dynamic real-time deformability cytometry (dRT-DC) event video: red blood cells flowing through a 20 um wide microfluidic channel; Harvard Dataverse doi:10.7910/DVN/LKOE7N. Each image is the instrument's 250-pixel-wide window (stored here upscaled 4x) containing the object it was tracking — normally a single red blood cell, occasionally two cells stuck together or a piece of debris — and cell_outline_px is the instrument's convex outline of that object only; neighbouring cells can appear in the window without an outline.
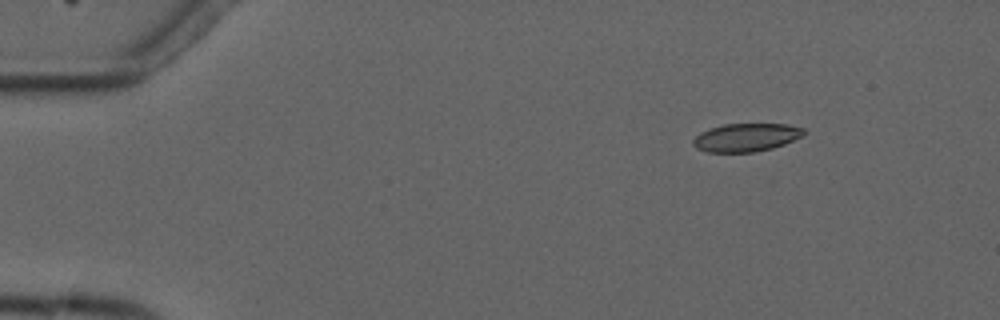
{"species": "common noctule bat (a hibernating species)", "species_latin": "Nyctalus noctula", "temperature_condition": "cold", "stored_images_in_passage": 6, "camera_frame_rate_fps": 3000, "um_per_image_px": 0.085, "animal": {"sex": "male", "forearm_length_mm": 52.5}, "frame": {"image": 1, "passage_image": 3, "time_ms": 2.333, "image_size_px": [1000, 320], "cell_outline_px": [[804, 132], [800, 136], [784, 144], [772, 148], [756, 152], [708, 152], [696, 148], [692, 144], [692, 140], [700, 132], [724, 124], [788, 124], [804, 128]], "centroid_in_image_um": [63.39, 11.68], "position_along_channel_um": 21.6, "area_um2": 18.03}}